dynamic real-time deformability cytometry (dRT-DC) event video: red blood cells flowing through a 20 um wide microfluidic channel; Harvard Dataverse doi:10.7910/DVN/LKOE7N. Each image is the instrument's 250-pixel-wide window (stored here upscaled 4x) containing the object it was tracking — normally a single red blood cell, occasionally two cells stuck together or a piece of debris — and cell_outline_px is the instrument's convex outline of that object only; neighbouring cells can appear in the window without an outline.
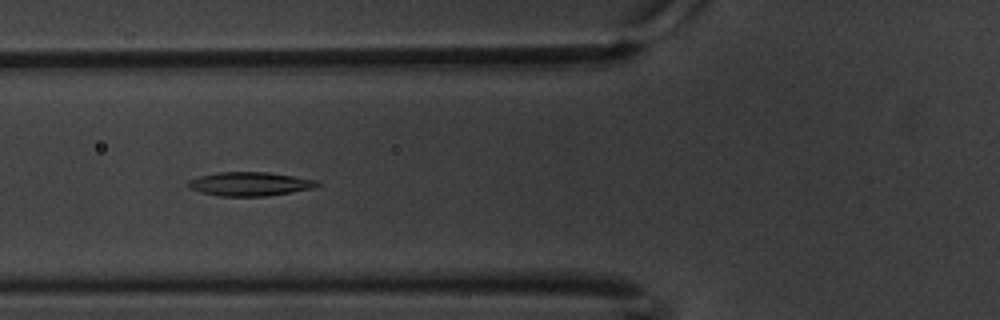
{"species": "common noctule bat (a hibernating species)", "species_latin": "Nyctalus noctula", "temperature_condition": "warm", "stored_images_in_passage": 60, "camera_frame_rate_fps": 3000, "um_per_image_px": 0.085, "animal": {"sex": "male", "body_mass_g": 20.1, "forearm_length_mm": 53.5}, "frame": {"image": 1, "passage_image": 22, "time_ms": 7.0, "image_size_px": [1000, 320], "cell_outline_px": [[320, 184], [312, 188], [264, 196], [220, 196], [200, 192], [192, 188], [188, 184], [188, 180], [200, 176], [220, 172], [268, 172], [316, 180]], "centroid_in_image_um": [21.21, 15.63], "position_along_channel_um": 104.6, "area_um2": 17.51}}
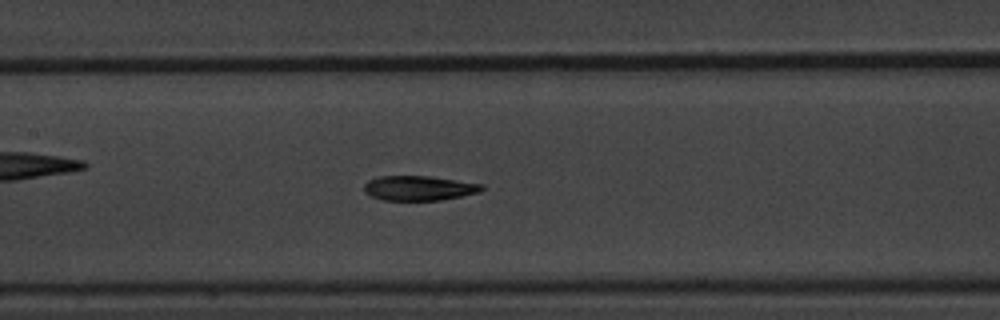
{"frame": {"image": 2, "passage_image": 28, "time_ms": 9.0, "image_size_px": [1000, 320], "cell_outline_px": [[484, 188], [480, 192], [440, 200], [380, 200], [364, 192], [364, 184], [368, 180], [380, 176], [428, 176], [484, 184]], "centroid_in_image_um": [35.6, 15.99], "position_along_channel_um": 171.8, "area_um2": 16.94}}
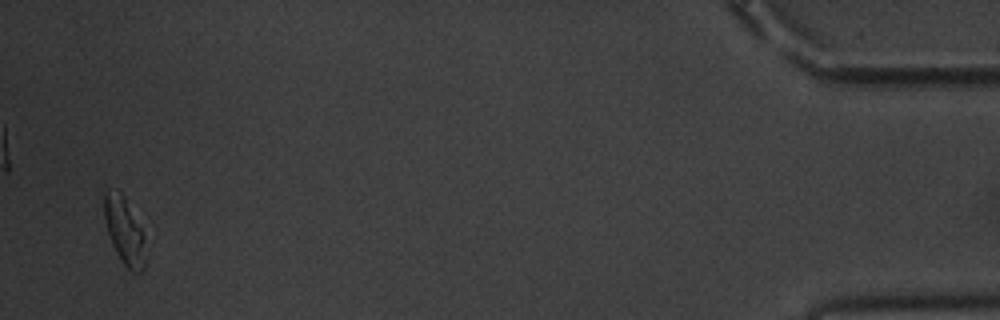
{"frame": {"image": 3, "passage_image": 58, "time_ms": 19.0, "image_size_px": [1000, 320], "cell_outline_px": [[144, 268], [140, 272], [132, 272], [124, 264], [116, 252], [112, 244], [108, 232], [104, 216], [104, 192], [108, 188], [116, 188], [124, 196], [144, 236]], "centroid_in_image_um": [10.54, 19.58], "position_along_channel_um": 424.7, "area_um2": 15.78}, "authors_computed_cell_mechanics": {"area_um2": 17.5423, "velocity_mm_per_s": 3.3445, "shape_relaxation_time_tau1_ms": 3.5613, "shape_relaxation_time_tau2_ms": 3.7483, "deformation_change_tau1": 0.1636, "deformation_change_tau2": 0.1194}}